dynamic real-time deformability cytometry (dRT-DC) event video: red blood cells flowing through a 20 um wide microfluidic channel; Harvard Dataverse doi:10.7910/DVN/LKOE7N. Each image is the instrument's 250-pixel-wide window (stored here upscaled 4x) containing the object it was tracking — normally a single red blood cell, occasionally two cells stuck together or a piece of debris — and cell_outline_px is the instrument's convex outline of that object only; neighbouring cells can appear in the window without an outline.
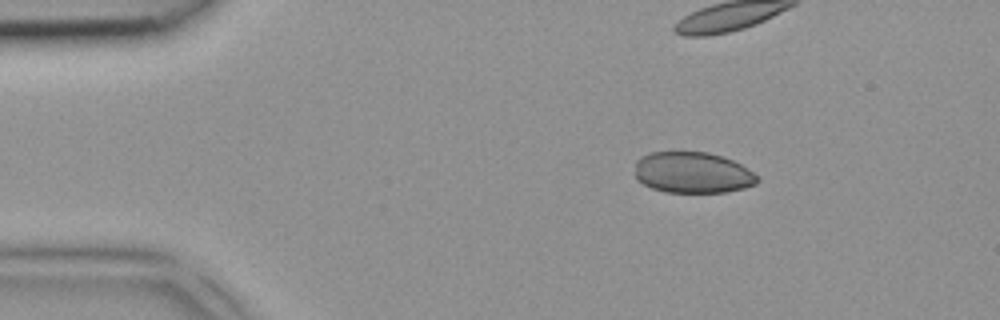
{"species": "common noctule bat (a hibernating species)", "species_latin": "Nyctalus noctula", "temperature_condition": "room temperature", "stored_images_in_passage": 7, "camera_frame_rate_fps": 3000, "um_per_image_px": 0.085, "animal": {"sex": "female", "body_mass_g": 18.4}, "frame": {"image": 1, "passage_image": 1, "time_ms": 0.0, "image_size_px": [1000, 320], "cell_outline_px": [[760, 180], [756, 184], [744, 188], [724, 192], [664, 192], [652, 188], [636, 180], [636, 160], [640, 156], [652, 152], [708, 152], [724, 156], [740, 164], [752, 172]], "centroid_in_image_um": [58.86, 14.67], "position_along_channel_um": 26.1, "area_um2": 29.36}}
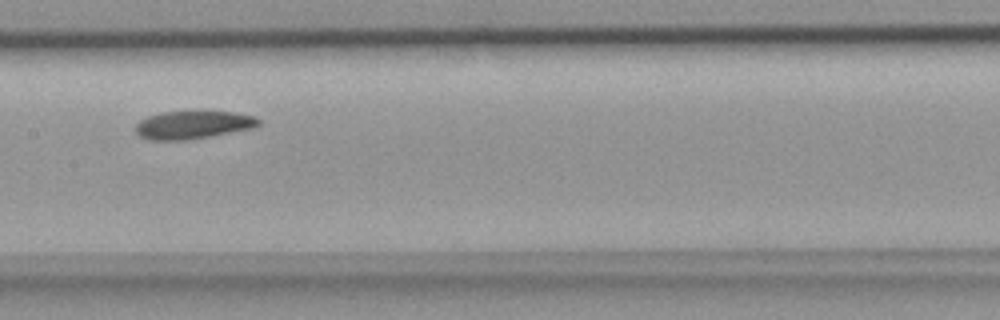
{"frame": {"image": 2, "passage_image": 6, "time_ms": 1.667, "image_size_px": [1000, 320], "cell_outline_px": [[260, 124], [252, 128], [188, 140], [148, 140], [140, 136], [136, 132], [136, 124], [140, 120], [148, 116], [160, 112], [196, 108], [236, 112], [256, 116], [260, 120]], "centroid_in_image_um": [16.42, 10.55], "position_along_channel_um": 191.0, "area_um2": 21.04}}
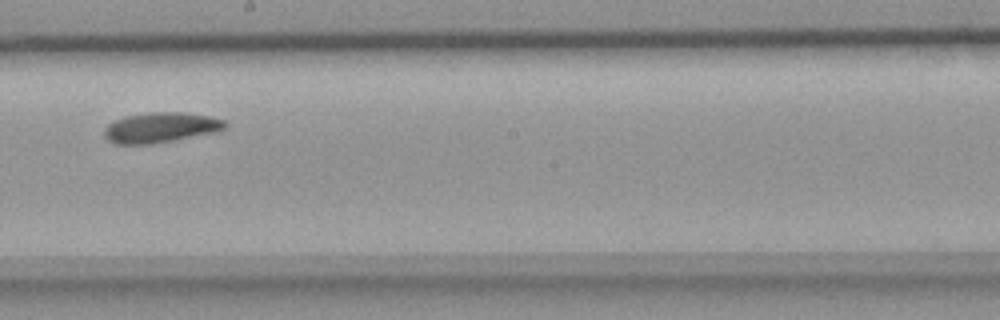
{"frame": {"image": 3, "passage_image": 7, "time_ms": 2.0, "image_size_px": [1000, 320], "cell_outline_px": [[228, 124], [224, 128], [216, 132], [152, 144], [116, 144], [108, 140], [104, 136], [104, 128], [112, 120], [124, 116], [148, 112], [184, 112], [208, 116], [224, 120]], "centroid_in_image_um": [13.61, 10.83], "position_along_channel_um": 234.6, "area_um2": 21.39}}